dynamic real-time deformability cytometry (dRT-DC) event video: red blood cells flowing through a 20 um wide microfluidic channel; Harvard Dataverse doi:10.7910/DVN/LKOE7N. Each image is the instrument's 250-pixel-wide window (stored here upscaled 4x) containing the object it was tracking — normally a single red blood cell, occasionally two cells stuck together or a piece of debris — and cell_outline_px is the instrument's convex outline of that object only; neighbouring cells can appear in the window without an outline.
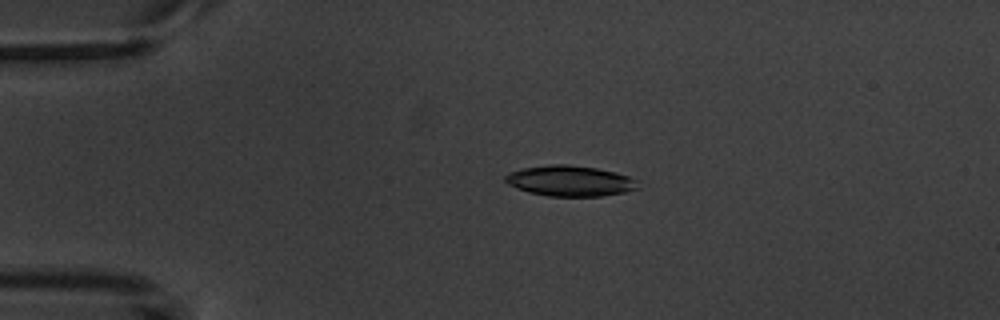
{"species": "common noctule bat (a hibernating species)", "species_latin": "Nyctalus noctula", "temperature_condition": "warm", "stored_images_in_passage": 4, "camera_frame_rate_fps": 3000, "um_per_image_px": 0.085, "animal": {"sex": "male", "body_mass_g": 20.1, "forearm_length_mm": 53.5}, "frame": {"image": 1, "passage_image": 4, "time_ms": 3.667, "image_size_px": [1000, 320], "cell_outline_px": [[640, 188], [624, 192], [604, 196], [548, 196], [528, 192], [516, 188], [508, 184], [504, 180], [504, 176], [508, 172], [524, 168], [548, 164], [568, 164], [596, 168], [616, 172], [640, 180]], "centroid_in_image_um": [48.48, 15.37], "position_along_channel_um": 36.5, "area_um2": 23.99}}